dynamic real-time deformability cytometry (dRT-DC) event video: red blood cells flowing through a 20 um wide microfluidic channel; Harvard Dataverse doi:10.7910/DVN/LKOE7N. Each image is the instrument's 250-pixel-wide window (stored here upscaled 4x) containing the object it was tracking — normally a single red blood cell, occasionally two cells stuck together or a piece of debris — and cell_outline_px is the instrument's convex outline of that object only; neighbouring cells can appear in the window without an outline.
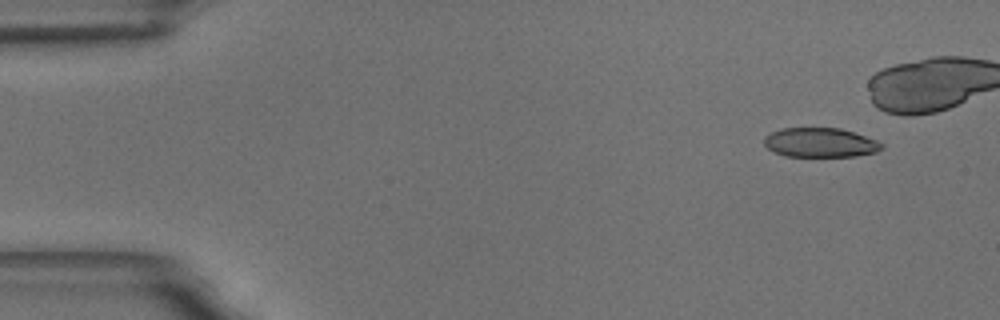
{"species": "common noctule bat (a hibernating species)", "species_latin": "Nyctalus noctula", "temperature_condition": "room temperature", "stored_images_in_passage": 6, "camera_frame_rate_fps": 3000, "um_per_image_px": 0.085, "animal": {"sex": "male", "body_mass_g": 18.8}, "frame": {"image": 1, "passage_image": 1, "time_ms": 0.0, "image_size_px": [1000, 320], "cell_outline_px": [[884, 148], [876, 152], [856, 156], [784, 156], [772, 152], [764, 144], [764, 136], [772, 132], [784, 128], [840, 128], [876, 140], [884, 144]], "centroid_in_image_um": [69.71, 12.13], "position_along_channel_um": 15.3, "area_um2": 20.11}}